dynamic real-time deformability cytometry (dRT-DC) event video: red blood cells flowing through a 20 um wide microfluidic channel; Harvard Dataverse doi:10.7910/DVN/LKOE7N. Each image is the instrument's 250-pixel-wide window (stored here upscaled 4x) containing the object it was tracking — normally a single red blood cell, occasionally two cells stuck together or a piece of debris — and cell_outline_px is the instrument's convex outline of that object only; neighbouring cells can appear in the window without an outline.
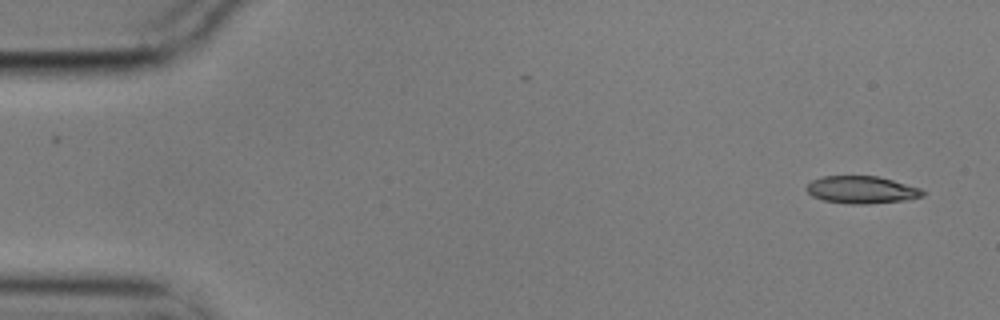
{"species": "common noctule bat (a hibernating species)", "species_latin": "Nyctalus noctula", "temperature_condition": "cold", "stored_images_in_passage": 2, "camera_frame_rate_fps": 3000, "um_per_image_px": 0.085, "animal": {"sex": "male", "body_mass_g": 17.9}, "frame": {"image": 1, "passage_image": 2, "time_ms": 0.333, "image_size_px": [1000, 320], "cell_outline_px": [[924, 196], [908, 200], [868, 204], [852, 204], [824, 200], [812, 196], [804, 188], [812, 180], [824, 176], [876, 176], [892, 180], [920, 188], [924, 192]], "centroid_in_image_um": [73.24, 16.14], "position_along_channel_um": 11.8, "area_um2": 18.5}}